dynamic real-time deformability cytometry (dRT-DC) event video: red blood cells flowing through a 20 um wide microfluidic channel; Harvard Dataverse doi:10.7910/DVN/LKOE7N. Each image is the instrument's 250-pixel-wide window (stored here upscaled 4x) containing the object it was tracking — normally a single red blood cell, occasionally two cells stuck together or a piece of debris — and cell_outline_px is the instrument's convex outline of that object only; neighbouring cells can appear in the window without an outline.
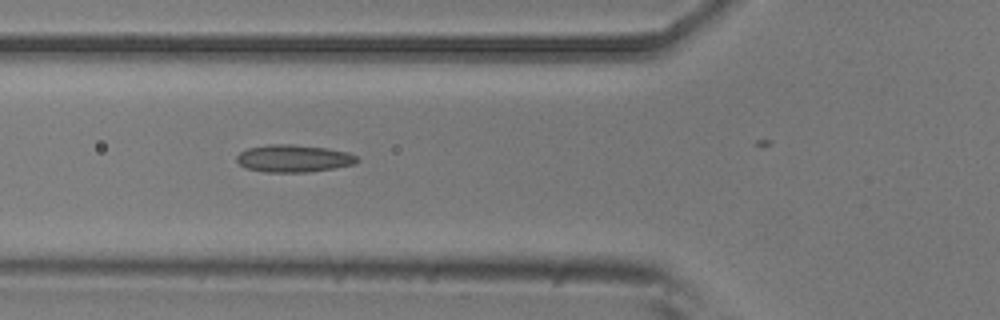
{"species": "common noctule bat (a hibernating species)", "species_latin": "Nyctalus noctula", "temperature_condition": "room temperature", "stored_images_in_passage": 23, "camera_frame_rate_fps": 3000, "um_per_image_px": 0.085, "animal": {"sex": "male", "body_mass_g": 20.5, "forearm_length_mm": 52.5}, "frame": {"image": 1, "passage_image": 19, "time_ms": 6.0, "image_size_px": [1000, 320], "cell_outline_px": [[360, 160], [356, 164], [332, 168], [304, 172], [268, 172], [244, 168], [236, 160], [236, 156], [240, 152], [248, 148], [268, 144], [292, 144], [328, 148], [348, 152], [356, 156]], "centroid_in_image_um": [24.95, 13.46], "position_along_channel_um": 100.8, "area_um2": 19.25}}
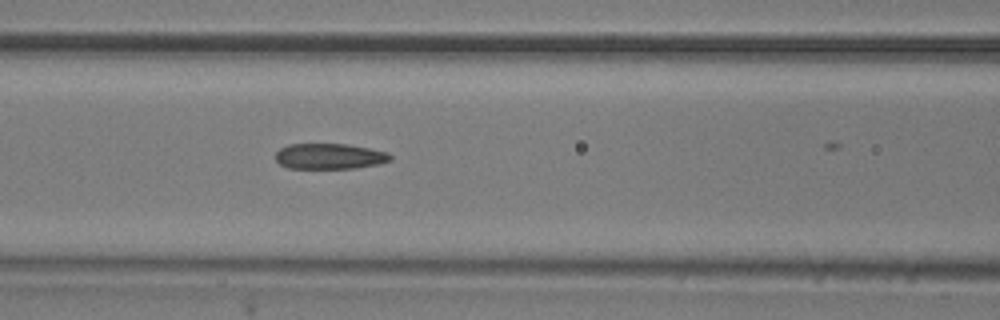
{"frame": {"image": 2, "passage_image": 22, "time_ms": 7.0, "image_size_px": [1000, 320], "cell_outline_px": [[392, 160], [380, 164], [356, 168], [288, 168], [280, 164], [276, 160], [276, 152], [280, 148], [288, 144], [348, 144], [388, 152], [392, 156]], "centroid_in_image_um": [28.03, 13.28], "position_along_channel_um": 138.6, "area_um2": 17.22}}